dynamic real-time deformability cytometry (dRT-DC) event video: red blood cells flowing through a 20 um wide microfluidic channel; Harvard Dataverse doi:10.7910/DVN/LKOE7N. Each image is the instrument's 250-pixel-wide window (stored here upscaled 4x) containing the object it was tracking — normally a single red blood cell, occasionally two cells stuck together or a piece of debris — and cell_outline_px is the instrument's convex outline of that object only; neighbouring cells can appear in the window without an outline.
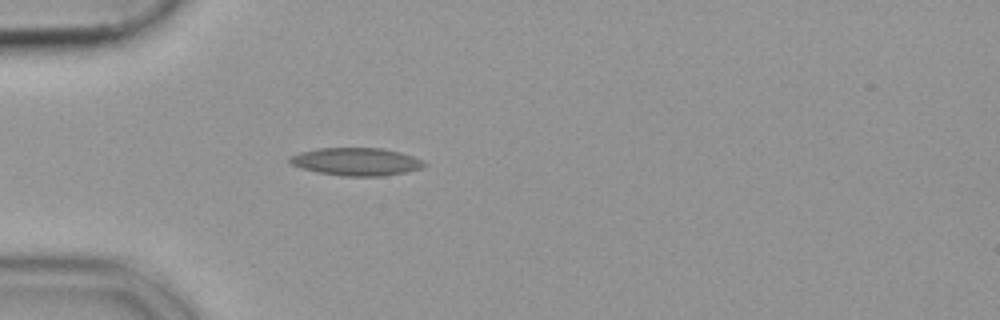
{"species": "common noctule bat (a hibernating species)", "species_latin": "Nyctalus noctula", "temperature_condition": "cold", "stored_images_in_passage": 24, "camera_frame_rate_fps": 3000, "um_per_image_px": 0.085, "animal": {"sex": "female", "body_mass_g": 19.9}, "frame": {"image": 1, "passage_image": 4, "time_ms": 1.0, "image_size_px": [1000, 320], "cell_outline_px": [[428, 164], [420, 168], [408, 172], [384, 176], [344, 176], [316, 172], [300, 168], [292, 164], [288, 160], [288, 156], [300, 152], [316, 148], [380, 148], [400, 152], [412, 156]], "centroid_in_image_um": [30.25, 13.74], "position_along_channel_um": 54.8, "area_um2": 21.85}}